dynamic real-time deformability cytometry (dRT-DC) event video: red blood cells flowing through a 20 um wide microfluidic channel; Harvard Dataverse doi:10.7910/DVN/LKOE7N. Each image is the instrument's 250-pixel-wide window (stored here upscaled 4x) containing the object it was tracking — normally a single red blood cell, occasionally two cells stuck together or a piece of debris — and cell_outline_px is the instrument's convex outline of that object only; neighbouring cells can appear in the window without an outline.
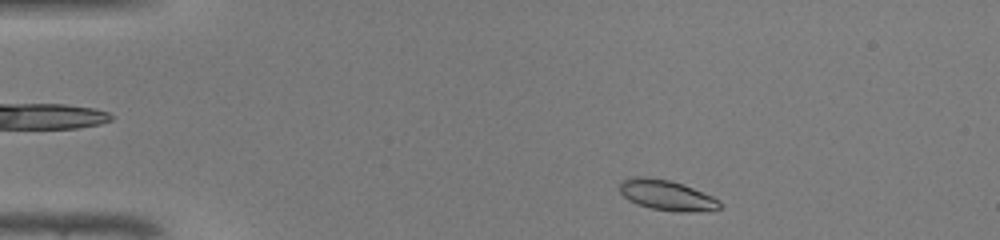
{"species": "common noctule bat (a hibernating species)", "species_latin": "Nyctalus noctula", "temperature_condition": "warm", "stored_images_in_passage": 41, "camera_frame_rate_fps": 3000, "um_per_image_px": 0.085, "animal": {"sex": "male", "body_mass_g": 19.0, "forearm_length_mm": 50.8}, "frame": {"image": 1, "passage_image": 2, "time_ms": 0.333, "image_size_px": [1000, 240], "cell_outline_px": [[720, 208], [692, 212], [676, 212], [652, 208], [636, 204], [628, 200], [620, 192], [620, 184], [624, 180], [636, 176], [644, 176], [668, 180], [692, 188], [712, 196], [720, 200]], "centroid_in_image_um": [56.65, 16.6], "position_along_channel_um": 28.4, "area_um2": 17.4}}
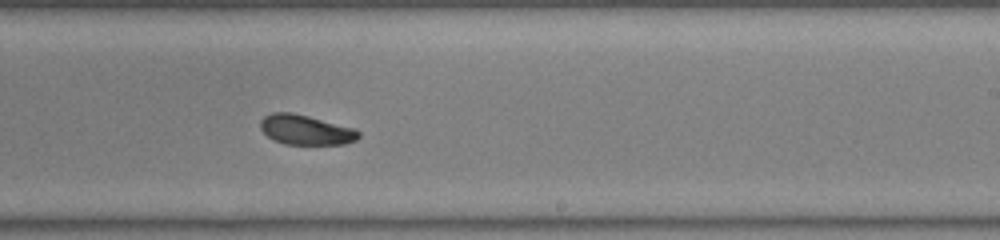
{"frame": {"image": 2, "passage_image": 23, "time_ms": 7.333, "image_size_px": [1000, 240], "cell_outline_px": [[360, 136], [356, 140], [344, 144], [284, 144], [272, 140], [260, 128], [260, 120], [264, 116], [272, 112], [292, 112], [308, 116], [352, 128], [360, 132]], "centroid_in_image_um": [25.94, 11.04], "position_along_channel_um": 263.1, "area_um2": 16.99}}
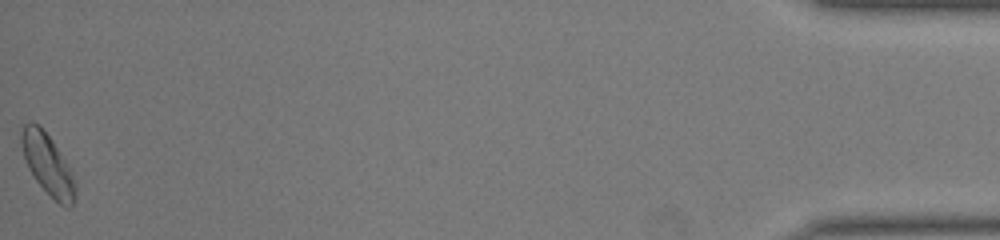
{"frame": {"image": 3, "passage_image": 41, "time_ms": 13.333, "image_size_px": [1000, 240], "cell_outline_px": [[76, 192], [72, 204], [68, 208], [60, 204], [36, 180], [28, 168], [20, 144], [20, 132], [24, 124], [28, 120], [32, 120], [40, 124], [52, 140], [64, 160], [76, 184]], "centroid_in_image_um": [4.0, 13.89], "position_along_channel_um": 431.2, "area_um2": 18.84}, "authors_computed_cell_mechanics": {"area_um2": 17.5712, "velocity_mm_per_s": 4.3395, "shape_relaxation_time_tau1_ms": 3.1435, "shape_relaxation_time_tau2_ms": 4.3195, "deformation_change_tau1": 0.1222, "deformation_change_tau2": 0.0898}}